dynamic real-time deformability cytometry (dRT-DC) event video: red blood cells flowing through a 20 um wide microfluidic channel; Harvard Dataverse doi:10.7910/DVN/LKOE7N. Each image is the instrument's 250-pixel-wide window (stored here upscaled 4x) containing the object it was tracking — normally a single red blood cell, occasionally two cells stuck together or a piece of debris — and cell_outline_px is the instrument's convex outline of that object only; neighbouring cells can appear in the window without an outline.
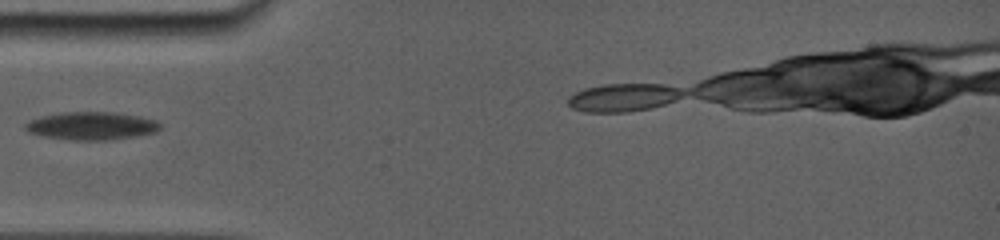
{"species": "common noctule bat (a hibernating species)", "species_latin": "Nyctalus noctula", "temperature_condition": "room temperature", "stored_images_in_passage": 5, "segment_of_instrument_passage": [1, 2], "camera_frame_rate_fps": 5000, "um_per_image_px": 0.085, "animal": {"sex": "female", "body_mass_g": 19.0, "forearm_length_mm": 56.7}, "frame": {"image": 1, "passage_image": 1, "time_ms": 0.0, "image_size_px": [1000, 240], "cell_outline_px": [[160, 128], [156, 132], [136, 136], [108, 140], [68, 140], [44, 136], [28, 132], [24, 128], [24, 124], [28, 120], [40, 116], [60, 112], [116, 112], [140, 116], [156, 120], [160, 124]], "centroid_in_image_um": [7.75, 10.69], "position_along_channel_um": 77.2, "area_um2": 22.2}}
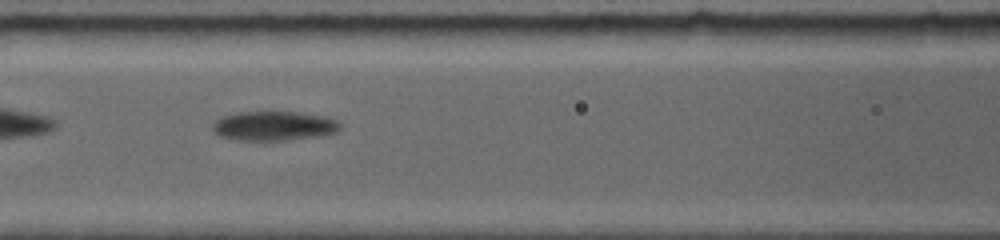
{"frame": {"image": 2, "passage_image": 3, "time_ms": 1.8, "image_size_px": [1000, 240], "cell_outline_px": [[340, 128], [336, 132], [324, 136], [284, 140], [232, 140], [216, 136], [212, 128], [212, 124], [220, 116], [236, 112], [300, 112], [324, 116], [336, 120], [340, 124]], "centroid_in_image_um": [23.23, 10.71], "position_along_channel_um": 143.4, "area_um2": 22.2}}